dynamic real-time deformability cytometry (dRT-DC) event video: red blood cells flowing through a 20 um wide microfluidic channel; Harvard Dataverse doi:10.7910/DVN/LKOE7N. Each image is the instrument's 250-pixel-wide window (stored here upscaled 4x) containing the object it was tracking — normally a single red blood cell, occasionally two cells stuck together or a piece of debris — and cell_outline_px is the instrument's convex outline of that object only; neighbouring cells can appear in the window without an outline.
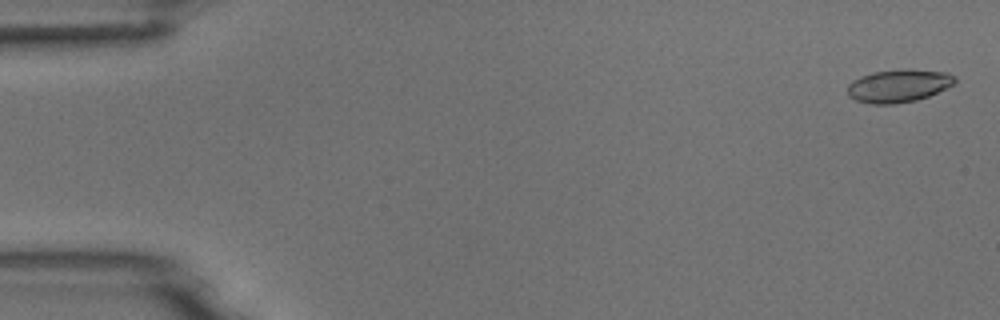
{"species": "common noctule bat (a hibernating species)", "species_latin": "Nyctalus noctula", "temperature_condition": "room temperature", "stored_images_in_passage": 5, "camera_frame_rate_fps": 3000, "um_per_image_px": 0.085, "animal": {"sex": "male", "body_mass_g": 18.8}, "frame": {"image": 1, "passage_image": 1, "time_ms": 0.0, "image_size_px": [1000, 320], "cell_outline_px": [[956, 84], [928, 96], [916, 100], [892, 104], [872, 104], [856, 100], [848, 96], [848, 84], [852, 80], [860, 76], [872, 72], [948, 72], [956, 76]], "centroid_in_image_um": [76.36, 7.34], "position_along_channel_um": 8.6, "area_um2": 19.77}}
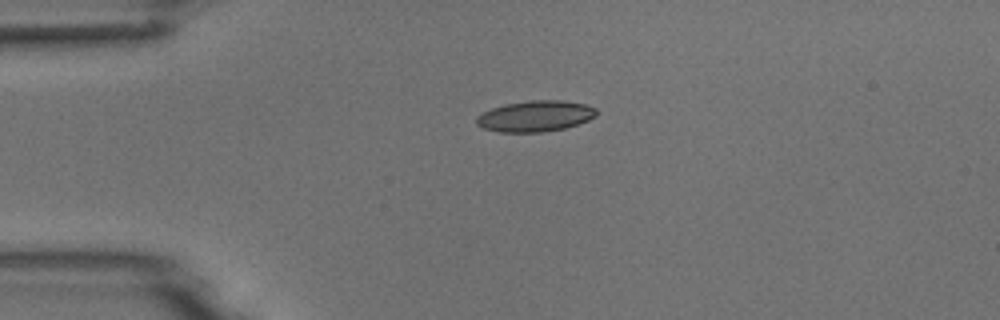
{"frame": {"image": 2, "passage_image": 4, "time_ms": 3.667, "image_size_px": [1000, 320], "cell_outline_px": [[596, 116], [588, 120], [564, 128], [544, 132], [500, 132], [484, 128], [476, 124], [476, 116], [492, 108], [504, 104], [532, 100], [564, 100], [584, 104], [596, 108]], "centroid_in_image_um": [45.49, 9.87], "position_along_channel_um": 39.5, "area_um2": 21.56}}